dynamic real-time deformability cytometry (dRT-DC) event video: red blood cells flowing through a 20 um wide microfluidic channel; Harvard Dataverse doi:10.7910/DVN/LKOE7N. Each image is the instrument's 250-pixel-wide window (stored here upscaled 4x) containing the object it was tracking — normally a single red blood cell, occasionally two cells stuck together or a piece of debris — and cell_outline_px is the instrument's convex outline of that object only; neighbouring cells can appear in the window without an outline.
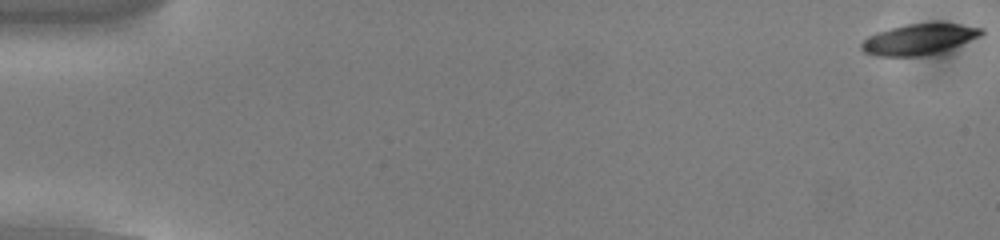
{"species": "common noctule bat (a hibernating species)", "species_latin": "Nyctalus noctula", "temperature_condition": "cold", "stored_images_in_passage": 18, "camera_frame_rate_fps": 3000, "um_per_image_px": 0.085, "animal": {"sex": "male", "body_mass_g": 13.0, "forearm_length_mm": 53.1}, "frame": {"image": 1, "passage_image": 1, "time_ms": 0.0, "image_size_px": [1000, 240], "cell_outline_px": [[984, 32], [980, 36], [940, 52], [924, 56], [876, 56], [864, 52], [860, 48], [860, 44], [868, 36], [876, 32], [908, 24], [960, 24], [984, 28]], "centroid_in_image_um": [78.08, 3.35], "position_along_channel_um": 6.9, "area_um2": 21.21}}